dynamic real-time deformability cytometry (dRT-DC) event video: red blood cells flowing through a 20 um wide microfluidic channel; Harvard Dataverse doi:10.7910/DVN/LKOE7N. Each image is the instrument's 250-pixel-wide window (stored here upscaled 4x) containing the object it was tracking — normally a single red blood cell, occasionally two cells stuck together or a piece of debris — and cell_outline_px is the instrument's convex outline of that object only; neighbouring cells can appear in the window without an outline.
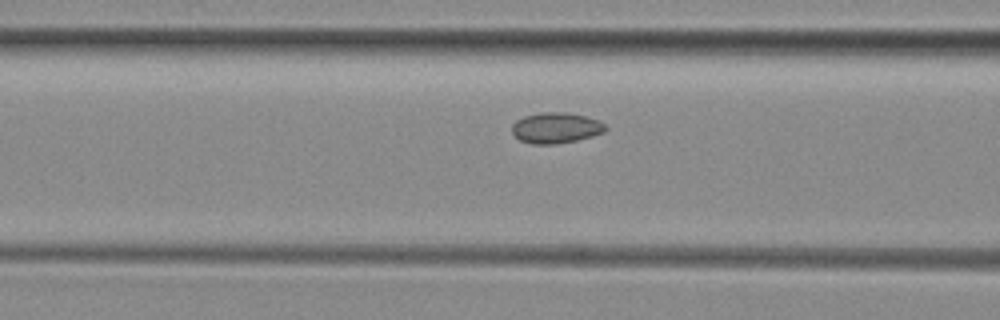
{"species": "common noctule bat (a hibernating species)", "species_latin": "Nyctalus noctula", "temperature_condition": "room temperature", "stored_images_in_passage": 15, "camera_frame_rate_fps": 3000, "um_per_image_px": 0.085, "animal": {"sex": "female", "body_mass_g": 29.2, "forearm_length_mm": 56.3}, "frame": {"image": 1, "passage_image": 13, "time_ms": 4.0, "image_size_px": [1000, 320], "cell_outline_px": [[608, 128], [604, 132], [592, 136], [576, 140], [556, 144], [532, 144], [520, 140], [512, 132], [512, 124], [516, 120], [524, 116], [540, 112], [564, 112], [584, 116], [600, 120]], "centroid_in_image_um": [47.25, 10.86], "position_along_channel_um": 119.4, "area_um2": 16.76}}